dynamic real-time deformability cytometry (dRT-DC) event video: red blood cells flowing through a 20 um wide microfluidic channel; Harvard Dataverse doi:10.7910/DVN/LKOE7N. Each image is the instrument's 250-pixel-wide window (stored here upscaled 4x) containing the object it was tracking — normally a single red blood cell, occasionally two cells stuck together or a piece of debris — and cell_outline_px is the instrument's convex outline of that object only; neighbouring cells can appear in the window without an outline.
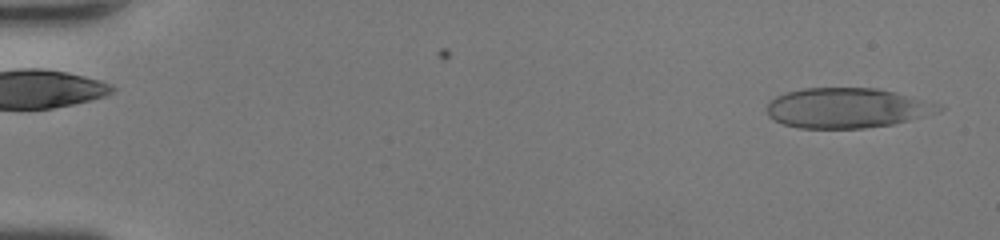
{"species": "human", "species_latin": "Homo sapiens", "temperature_condition": "room temperature", "stored_images_in_passage": 46, "camera_frame_rate_fps": 3000, "um_per_image_px": 0.085, "donor": {"sex": "female"}, "frame": {"image": 1, "passage_image": 2, "time_ms": 0.333, "image_size_px": [1000, 240], "cell_outline_px": [[944, 108], [940, 112], [892, 124], [864, 128], [800, 128], [784, 124], [768, 116], [768, 104], [776, 96], [784, 92], [804, 88], [876, 88], [896, 92], [940, 104]], "centroid_in_image_um": [72.01, 9.17], "position_along_channel_um": 13.0, "area_um2": 40.0}}
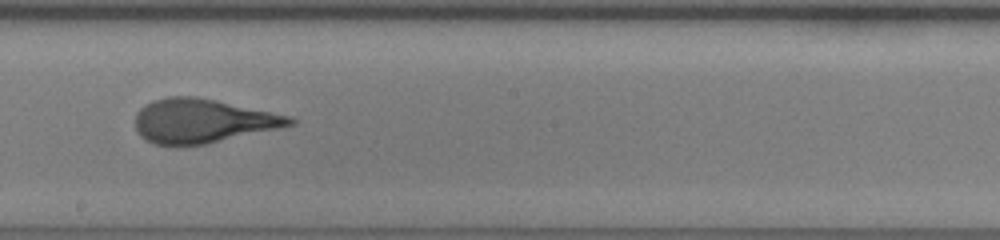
{"frame": {"image": 2, "passage_image": 27, "time_ms": 8.667, "image_size_px": [1000, 240], "cell_outline_px": [[296, 124], [204, 144], [156, 144], [144, 140], [136, 132], [136, 112], [140, 108], [156, 100], [168, 96], [196, 96], [216, 100], [292, 116], [296, 120]], "centroid_in_image_um": [17.21, 10.26], "position_along_channel_um": 231.0, "area_um2": 39.19}}
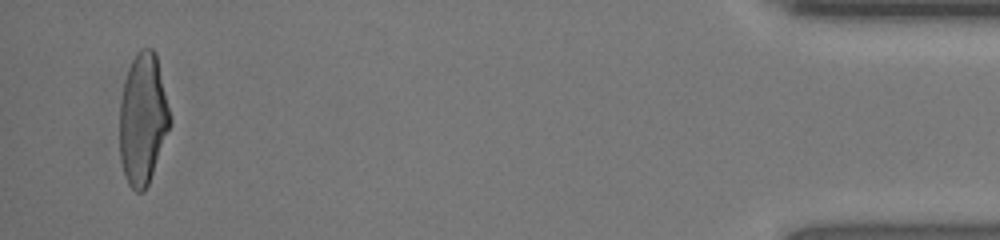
{"frame": {"image": 3, "passage_image": 45, "time_ms": 14.667, "image_size_px": [1000, 240], "cell_outline_px": [[172, 120], [148, 184], [144, 192], [136, 192], [128, 184], [124, 176], [120, 160], [120, 100], [124, 80], [128, 68], [136, 52], [140, 48], [152, 48], [156, 52]], "centroid_in_image_um": [12.13, 10.09], "position_along_channel_um": 423.1, "area_um2": 38.61}, "authors_computed_cell_mechanics": {"area_um2": 39.8242, "velocity_mm_per_s": 4.4713, "shape_relaxation_time_tau1_ms": 10.3447, "shape_relaxation_time_tau2_ms": 0.6067, "deformation_change_tau1": 0.3868, "deformation_change_tau2": 0.0849}}